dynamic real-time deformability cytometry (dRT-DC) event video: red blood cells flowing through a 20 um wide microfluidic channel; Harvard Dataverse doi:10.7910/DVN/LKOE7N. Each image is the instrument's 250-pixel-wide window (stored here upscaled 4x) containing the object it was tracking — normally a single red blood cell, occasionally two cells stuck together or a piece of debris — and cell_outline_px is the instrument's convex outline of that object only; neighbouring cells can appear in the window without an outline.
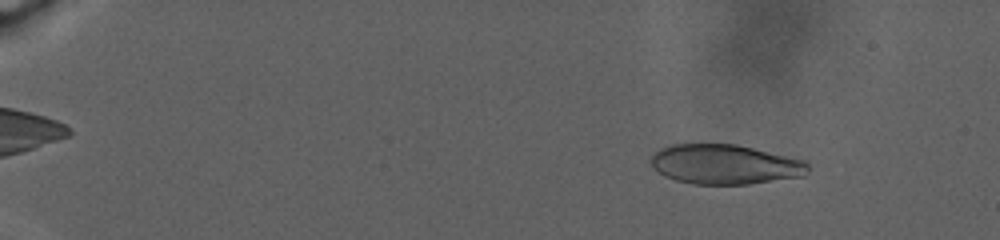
{"species": "human", "species_latin": "Homo sapiens", "temperature_condition": "warm", "stored_images_in_passage": 55, "camera_frame_rate_fps": 3000, "um_per_image_px": 0.085, "donor": {"sex": "male"}, "frame": {"image": 1, "passage_image": 6, "time_ms": 3.667, "image_size_px": [1000, 240], "cell_outline_px": [[808, 172], [804, 176], [748, 184], [692, 184], [676, 180], [664, 176], [652, 164], [652, 156], [660, 148], [672, 144], [736, 144], [804, 160], [808, 164]], "centroid_in_image_um": [61.64, 13.97], "position_along_channel_um": 23.4, "area_um2": 36.13}}
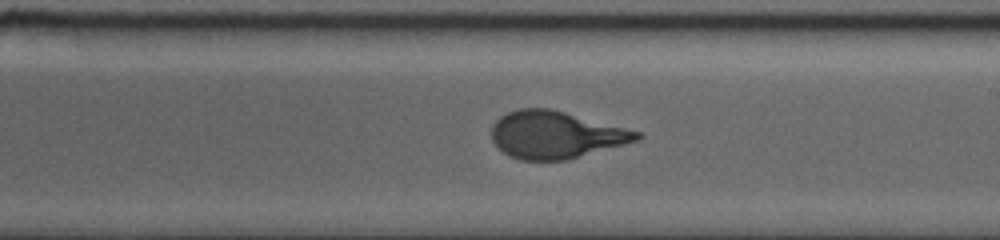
{"frame": {"image": 2, "passage_image": 32, "time_ms": 20.333, "image_size_px": [1000, 240], "cell_outline_px": [[644, 136], [640, 140], [568, 160], [520, 160], [508, 156], [492, 140], [492, 124], [500, 116], [508, 112], [520, 108], [548, 108], [564, 112], [640, 132]], "centroid_in_image_um": [47.23, 11.47], "position_along_channel_um": 241.8, "area_um2": 39.82}}
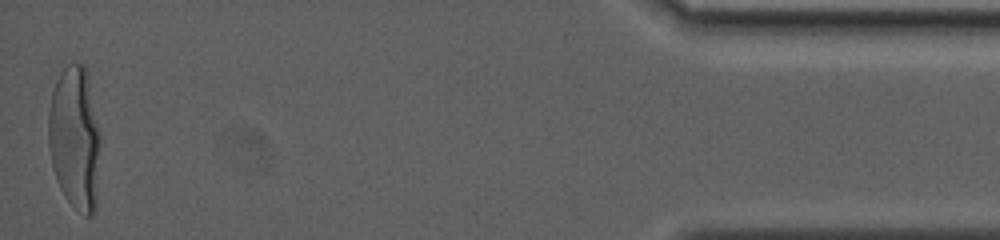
{"frame": {"image": 3, "passage_image": 55, "time_ms": 32.0, "image_size_px": [1000, 240], "cell_outline_px": [[100, 144], [96, 212], [92, 216], [84, 216], [64, 196], [60, 188], [52, 164], [48, 144], [48, 112], [52, 92], [56, 80], [60, 72], [68, 64], [84, 64], [88, 80], [100, 136]], "centroid_in_image_um": [6.36, 11.79], "position_along_channel_um": 428.8, "area_um2": 43.35}, "authors_computed_cell_mechanics": {"area_um2": 39.593, "velocity_mm_per_s": 2.2032, "shape_relaxation_time_tau1_ms": 8.8436, "shape_relaxation_time_tau2_ms": null, "deformation_change_tau1": 0.2677, "deformation_change_tau2": null}}